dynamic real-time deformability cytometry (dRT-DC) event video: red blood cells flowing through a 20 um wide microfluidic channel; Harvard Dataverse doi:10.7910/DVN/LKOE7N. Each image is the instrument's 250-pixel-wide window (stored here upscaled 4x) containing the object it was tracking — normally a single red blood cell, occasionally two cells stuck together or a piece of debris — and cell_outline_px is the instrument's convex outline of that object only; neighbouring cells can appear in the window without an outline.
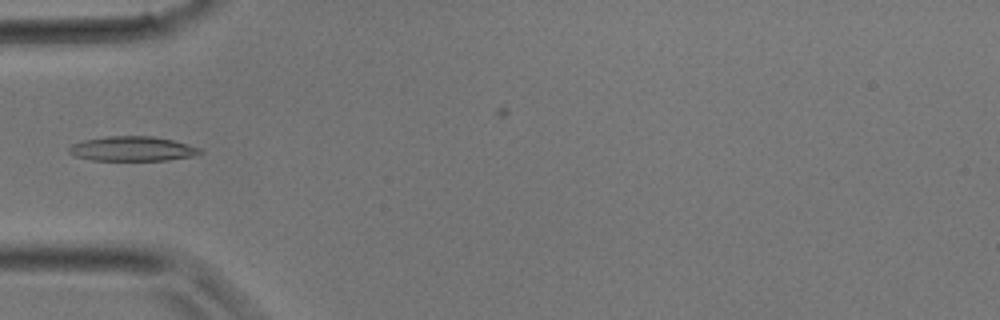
{"species": "common noctule bat (a hibernating species)", "species_latin": "Nyctalus noctula", "temperature_condition": "room temperature", "stored_images_in_passage": 33, "camera_frame_rate_fps": 3000, "um_per_image_px": 0.085, "animal": {"sex": "male", "body_mass_g": 17.9}, "frame": {"image": 1, "passage_image": 11, "time_ms": 3.333, "image_size_px": [1000, 320], "cell_outline_px": [[204, 152], [196, 156], [168, 160], [92, 160], [76, 156], [68, 152], [68, 148], [72, 144], [84, 140], [104, 136], [152, 136], [172, 140], [200, 148]], "centroid_in_image_um": [11.27, 12.64], "position_along_channel_um": 73.7, "area_um2": 18.84}}
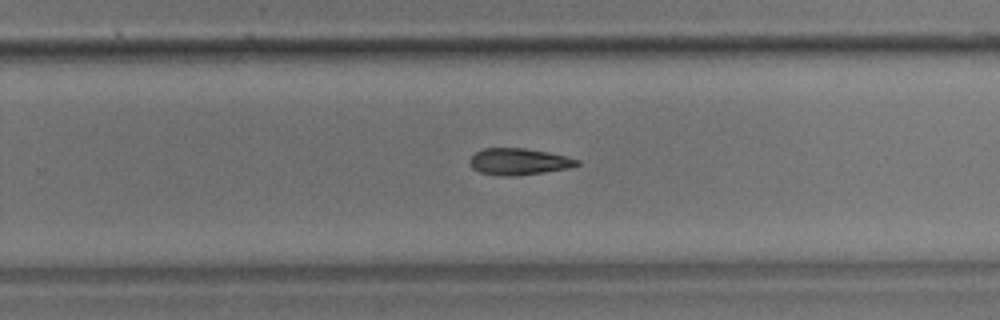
{"frame": {"image": 2, "passage_image": 22, "time_ms": 7.0, "image_size_px": [1000, 320], "cell_outline_px": [[580, 164], [568, 168], [544, 172], [516, 176], [500, 176], [480, 172], [472, 168], [468, 164], [468, 160], [476, 152], [484, 148], [524, 148], [548, 152], [580, 160]], "centroid_in_image_um": [44.06, 13.74], "position_along_channel_um": 285.7, "area_um2": 16.65}}
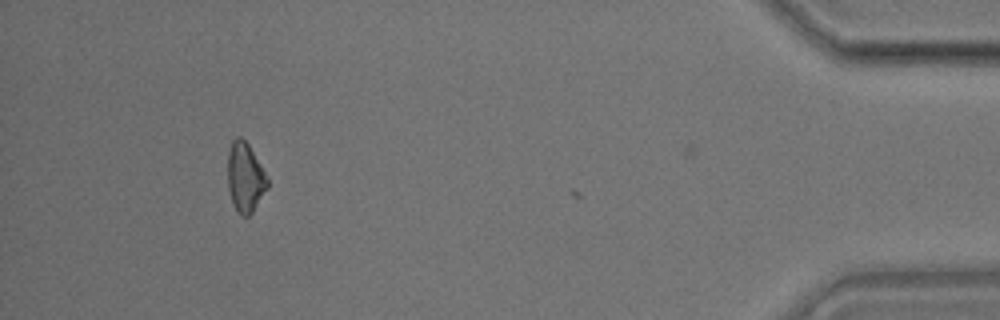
{"frame": {"image": 3, "passage_image": 32, "time_ms": 10.333, "image_size_px": [1000, 320], "cell_outline_px": [[268, 188], [252, 212], [248, 216], [240, 216], [236, 212], [232, 204], [228, 188], [228, 152], [232, 140], [236, 136], [240, 136], [248, 144], [268, 176]], "centroid_in_image_um": [20.83, 15.09], "position_along_channel_um": 414.4, "area_um2": 16.3}}